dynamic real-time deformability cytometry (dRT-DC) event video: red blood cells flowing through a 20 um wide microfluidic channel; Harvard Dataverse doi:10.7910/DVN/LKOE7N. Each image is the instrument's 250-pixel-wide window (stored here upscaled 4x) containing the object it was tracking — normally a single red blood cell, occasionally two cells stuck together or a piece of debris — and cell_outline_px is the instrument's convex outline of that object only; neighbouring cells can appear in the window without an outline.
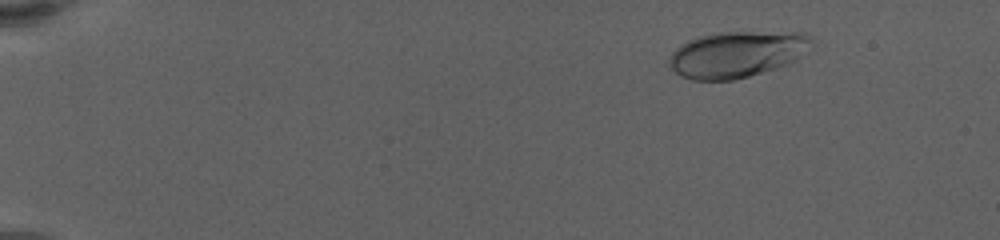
{"species": "human", "species_latin": "Homo sapiens", "temperature_condition": "warm", "stored_images_in_passage": 90, "camera_frame_rate_fps": 3000, "um_per_image_px": 0.085, "donor": {"sex": "female"}, "frame": {"image": 1, "passage_image": 12, "time_ms": 2.667, "image_size_px": [1000, 240], "cell_outline_px": [[812, 40], [796, 60], [788, 64], [776, 68], [748, 76], [732, 80], [692, 80], [680, 76], [668, 64], [668, 60], [672, 52], [680, 44], [688, 40], [700, 36], [724, 32], [804, 32], [812, 36]], "centroid_in_image_um": [62.6, 4.61], "position_along_channel_um": 22.4, "area_um2": 38.15}}
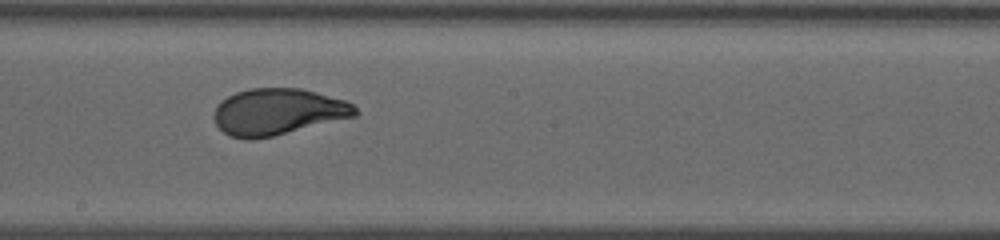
{"frame": {"image": 2, "passage_image": 53, "time_ms": 12.667, "image_size_px": [1000, 240], "cell_outline_px": [[360, 112], [356, 116], [272, 136], [248, 140], [228, 136], [216, 124], [216, 108], [220, 100], [236, 92], [248, 88], [300, 88], [348, 100]], "centroid_in_image_um": [23.65, 9.49], "position_along_channel_um": 224.6, "area_um2": 38.15}}
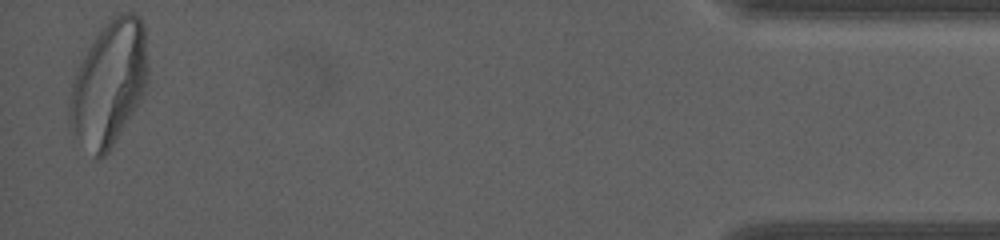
{"frame": {"image": 3, "passage_image": 88, "time_ms": 21.0, "image_size_px": [1000, 240], "cell_outline_px": [[148, 80], [144, 92], [140, 100], [108, 152], [100, 160], [96, 160], [68, 124], [68, 108], [72, 80], [88, 48], [96, 36], [120, 12], [136, 12], [140, 16], [144, 24], [148, 64]], "centroid_in_image_um": [9.28, 7.09], "position_along_channel_um": 425.9, "area_um2": 56.41}, "authors_computed_cell_mechanics": {"area_um2": 38.6682, "velocity_mm_per_s": 3.284, "shape_relaxation_time_tau1_ms": 4.6152, "shape_relaxation_time_tau2_ms": null, "deformation_change_tau1": 0.195, "deformation_change_tau2": null}}